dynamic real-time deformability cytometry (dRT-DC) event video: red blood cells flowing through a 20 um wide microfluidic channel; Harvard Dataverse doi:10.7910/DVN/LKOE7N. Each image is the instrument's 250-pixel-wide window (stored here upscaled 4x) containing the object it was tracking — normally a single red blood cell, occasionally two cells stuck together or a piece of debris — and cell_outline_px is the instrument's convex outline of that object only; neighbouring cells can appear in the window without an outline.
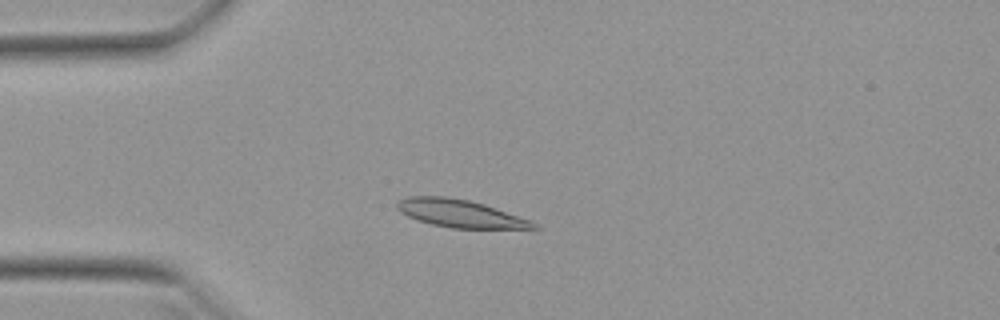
{"species": "Egyptian fruit bat (a non-hibernating species)", "species_latin": "Rousettus aegyptiacus", "temperature_condition": "warm", "stored_images_in_passage": 29, "camera_frame_rate_fps": 3000, "um_per_image_px": 0.085, "animal": {"sex": "female"}, "frame": {"image": 1, "passage_image": 10, "time_ms": 3.0, "image_size_px": [1000, 320], "cell_outline_px": [[540, 228], [452, 228], [432, 224], [416, 220], [400, 212], [396, 208], [396, 204], [400, 200], [408, 196], [444, 196], [468, 200], [484, 204], [532, 220]], "centroid_in_image_um": [39.09, 18.14], "position_along_channel_um": 45.9, "area_um2": 21.91}}
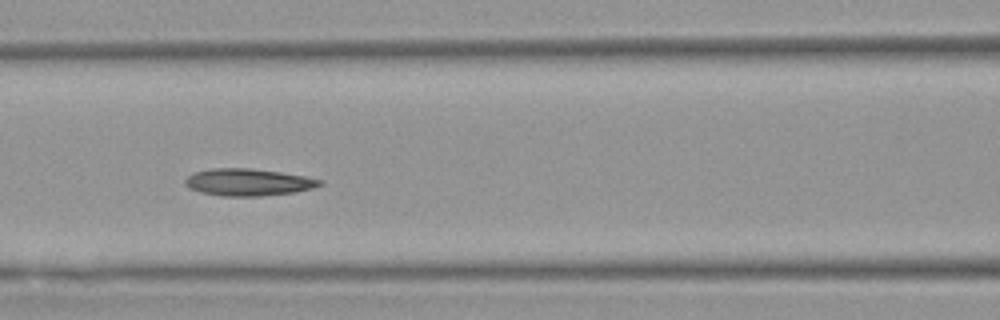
{"frame": {"image": 2, "passage_image": 19, "time_ms": 6.0, "image_size_px": [1000, 320], "cell_outline_px": [[324, 184], [312, 188], [296, 192], [260, 196], [224, 196], [200, 192], [188, 188], [184, 184], [184, 180], [188, 176], [196, 172], [212, 168], [252, 168], [280, 172], [304, 176], [324, 180]], "centroid_in_image_um": [21.11, 15.49], "position_along_channel_um": 145.5, "area_um2": 21.33}}
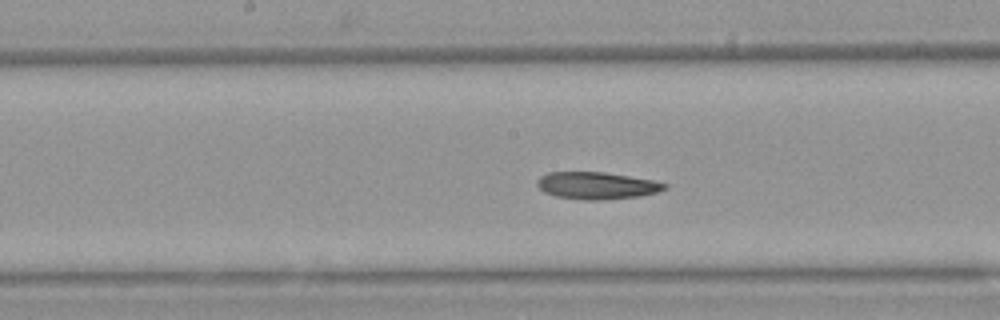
{"frame": {"image": 3, "passage_image": 23, "time_ms": 7.333, "image_size_px": [1000, 320], "cell_outline_px": [[668, 188], [656, 192], [640, 196], [604, 200], [584, 200], [556, 196], [544, 192], [536, 184], [540, 176], [548, 172], [604, 172], [652, 180], [668, 184]], "centroid_in_image_um": [50.72, 15.77], "position_along_channel_um": 197.5, "area_um2": 20.11}}